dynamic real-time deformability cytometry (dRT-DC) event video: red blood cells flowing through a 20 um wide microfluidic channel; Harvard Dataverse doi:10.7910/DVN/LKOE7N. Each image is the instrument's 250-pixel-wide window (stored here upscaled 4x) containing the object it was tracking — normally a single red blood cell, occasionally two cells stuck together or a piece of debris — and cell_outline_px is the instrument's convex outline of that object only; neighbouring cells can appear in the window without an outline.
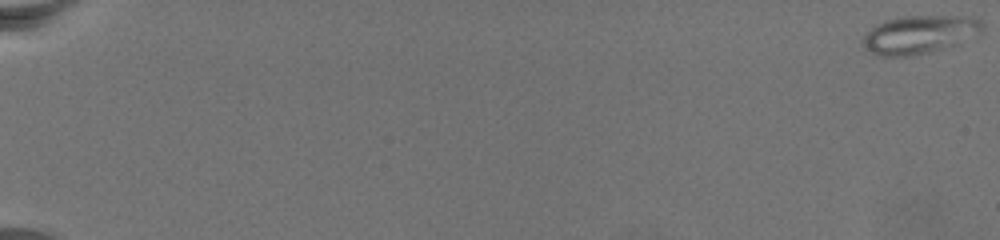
{"species": "common noctule bat (a hibernating species)", "species_latin": "Nyctalus noctula", "temperature_condition": "warm", "stored_images_in_passage": 76, "camera_frame_rate_fps": 3000, "um_per_image_px": 0.085, "animal": {"sex": "female", "body_mass_g": 19.5, "forearm_length_mm": 54.1}, "frame": {"image": 1, "passage_image": 1, "time_ms": 0.0, "image_size_px": [1000, 240], "cell_outline_px": [[984, 32], [980, 36], [960, 44], [912, 56], [880, 56], [864, 48], [860, 40], [876, 24], [888, 20], [904, 16], [960, 16], [980, 20], [984, 24]], "centroid_in_image_um": [78.22, 2.94], "position_along_channel_um": 6.8, "area_um2": 26.93}}
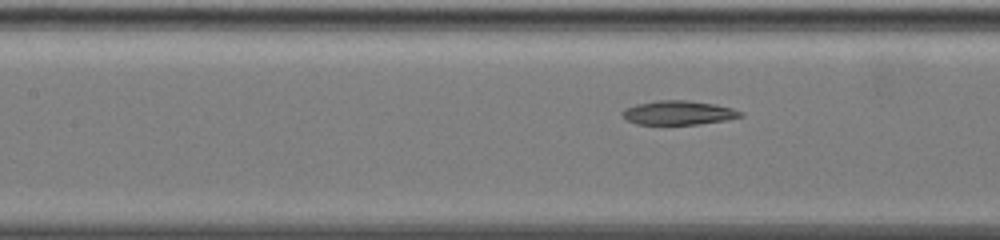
{"frame": {"image": 2, "passage_image": 39, "time_ms": 12.667, "image_size_px": [1000, 240], "cell_outline_px": [[744, 116], [728, 120], [700, 124], [636, 124], [628, 120], [620, 112], [624, 108], [636, 104], [656, 100], [688, 100], [716, 104], [732, 108], [744, 112]], "centroid_in_image_um": [57.7, 9.58], "position_along_channel_um": 149.7, "area_um2": 16.76}}
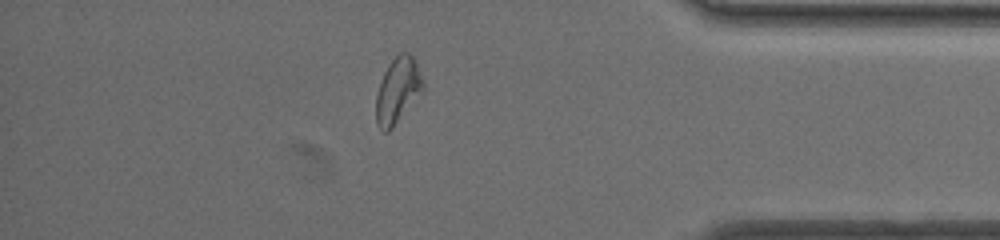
{"frame": {"image": 3, "passage_image": 67, "time_ms": 22.0, "image_size_px": [1000, 240], "cell_outline_px": [[424, 88], [392, 128], [388, 132], [384, 132], [376, 124], [376, 96], [384, 72], [388, 64], [400, 52], [408, 52], [412, 56], [416, 64], [424, 84]], "centroid_in_image_um": [33.78, 7.68], "position_along_channel_um": 401.4, "area_um2": 17.51}}